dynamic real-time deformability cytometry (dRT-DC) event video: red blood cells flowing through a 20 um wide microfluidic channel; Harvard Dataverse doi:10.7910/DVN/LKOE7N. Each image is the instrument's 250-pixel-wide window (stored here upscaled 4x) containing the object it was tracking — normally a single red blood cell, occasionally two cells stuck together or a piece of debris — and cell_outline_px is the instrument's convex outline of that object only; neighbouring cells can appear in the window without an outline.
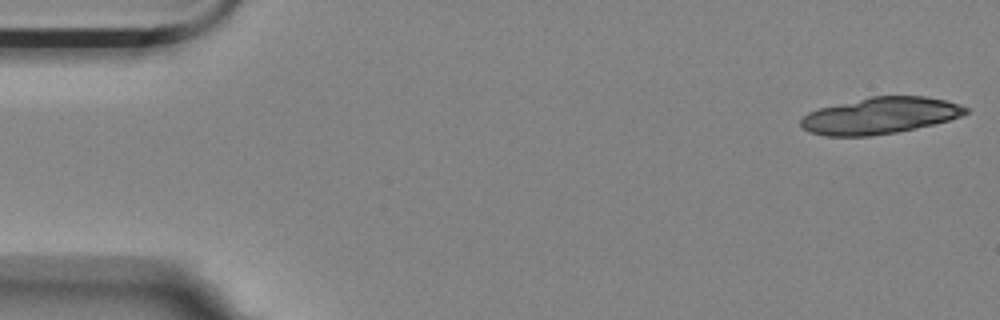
{"species": "Egyptian fruit bat (a non-hibernating species)", "species_latin": "Rousettus aegyptiacus", "temperature_condition": "room temperature", "stored_images_in_passage": 17, "camera_frame_rate_fps": 3000, "um_per_image_px": 0.085, "animal": {"sex": "female"}, "frame": {"image": 1, "passage_image": 1, "time_ms": 0.0, "image_size_px": [1000, 320], "cell_outline_px": [[968, 112], [960, 116], [948, 120], [916, 128], [896, 132], [868, 136], [824, 136], [808, 132], [800, 124], [800, 120], [808, 112], [820, 108], [872, 96], [924, 96], [944, 100], [960, 104], [968, 108]], "centroid_in_image_um": [74.79, 9.83], "position_along_channel_um": 10.2, "area_um2": 34.8}}